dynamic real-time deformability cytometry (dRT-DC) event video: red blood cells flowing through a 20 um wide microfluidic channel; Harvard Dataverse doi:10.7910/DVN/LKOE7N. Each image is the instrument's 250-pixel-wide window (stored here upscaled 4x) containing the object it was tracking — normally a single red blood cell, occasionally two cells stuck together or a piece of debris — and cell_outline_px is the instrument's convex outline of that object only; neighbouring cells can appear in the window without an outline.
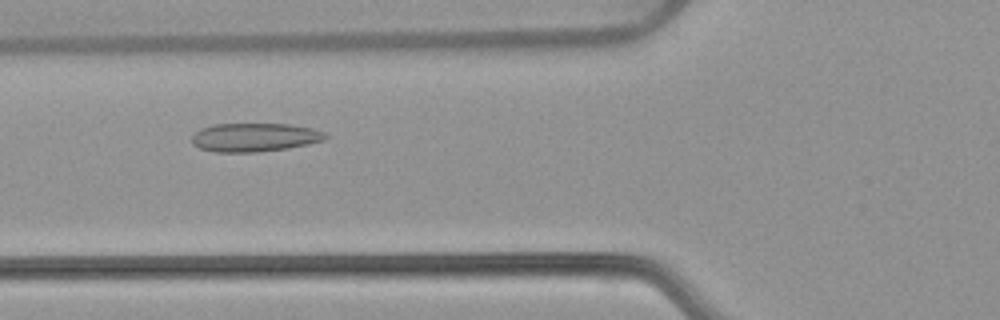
{"species": "common noctule bat (a hibernating species)", "species_latin": "Nyctalus noctula", "temperature_condition": "warm", "stored_images_in_passage": 47, "camera_frame_rate_fps": 3000, "um_per_image_px": 0.085, "animal": {"sex": "female", "body_mass_g": 22.7, "forearm_length_mm": 54.2}, "frame": {"image": 1, "passage_image": 13, "time_ms": 4.0, "image_size_px": [1000, 320], "cell_outline_px": [[328, 136], [324, 140], [308, 144], [288, 148], [260, 152], [216, 152], [200, 148], [192, 144], [192, 136], [200, 128], [212, 124], [288, 124], [312, 128], [324, 132]], "centroid_in_image_um": [21.63, 11.67], "position_along_channel_um": 104.2, "area_um2": 22.31}}
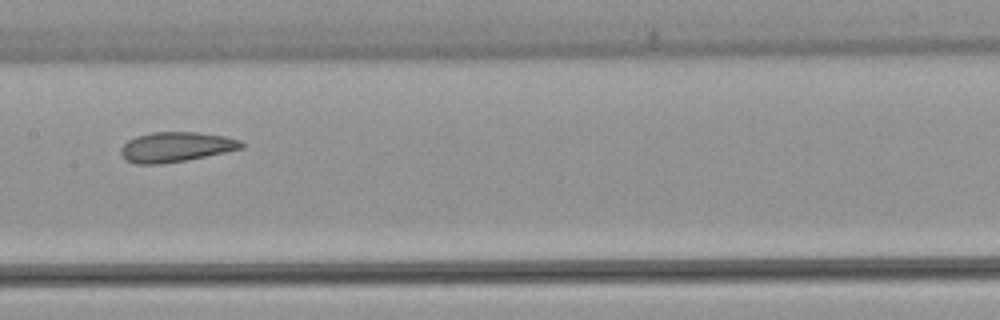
{"frame": {"image": 2, "passage_image": 20, "time_ms": 6.333, "image_size_px": [1000, 320], "cell_outline_px": [[244, 148], [188, 160], [160, 164], [136, 164], [124, 160], [120, 152], [120, 148], [128, 140], [136, 136], [152, 132], [196, 132], [224, 136], [240, 140], [244, 144]], "centroid_in_image_um": [14.93, 12.5], "position_along_channel_um": 192.5, "area_um2": 21.15}}
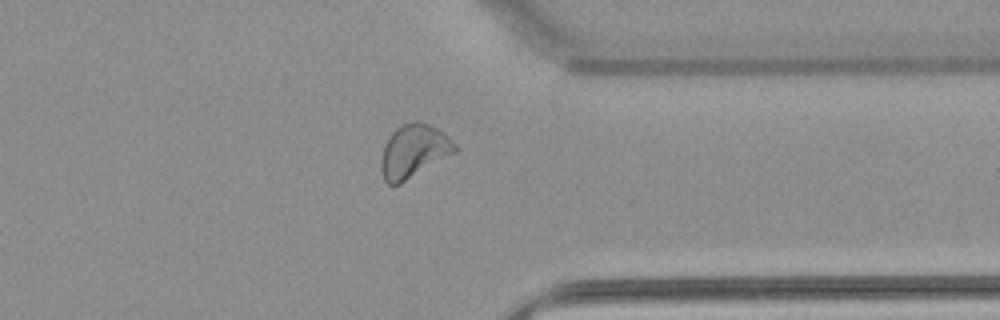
{"frame": {"image": 3, "passage_image": 35, "time_ms": 11.333, "image_size_px": [1000, 320], "cell_outline_px": [[456, 152], [400, 184], [388, 184], [384, 180], [380, 168], [380, 164], [384, 144], [392, 132], [396, 128], [404, 124], [416, 120], [420, 120], [444, 132], [456, 144]], "centroid_in_image_um": [35.16, 12.84], "position_along_channel_um": 376.2, "area_um2": 22.89}, "authors_computed_cell_mechanics": {"area_um2": 22.3686, "velocity_mm_per_s": 3.7799, "shape_relaxation_time_tau1_ms": null, "shape_relaxation_time_tau2_ms": 2.6722, "deformation_change_tau1": null, "deformation_change_tau2": 0.0646}}